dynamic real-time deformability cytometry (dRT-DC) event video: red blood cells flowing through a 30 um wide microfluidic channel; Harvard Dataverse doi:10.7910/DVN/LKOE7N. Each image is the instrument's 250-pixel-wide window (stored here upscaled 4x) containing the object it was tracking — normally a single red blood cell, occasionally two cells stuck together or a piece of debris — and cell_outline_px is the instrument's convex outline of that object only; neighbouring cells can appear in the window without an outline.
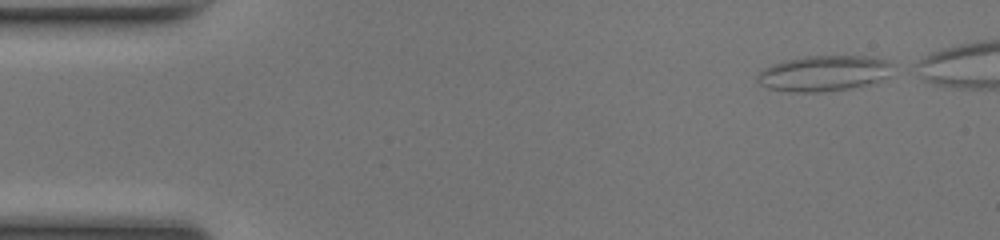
{"species": "common noctule bat (a hibernating species)", "species_latin": "Nyctalus noctula", "temperature_condition": "room temperature", "stored_images_in_passage": 44, "segment_of_instrument_passage": [1, 2], "camera_frame_rate_fps": 3000, "um_per_image_px": 0.085, "animal": {"sex": "female", "body_mass_g": 17.0, "forearm_length_mm": 48.0}, "frame": {"image": 1, "passage_image": 2, "time_ms": 0.333, "image_size_px": [1000, 240], "cell_outline_px": [[888, 76], [864, 84], [848, 88], [816, 92], [796, 92], [768, 88], [760, 84], [756, 80], [756, 76], [764, 68], [788, 60], [808, 56], [868, 56], [884, 60], [888, 64]], "centroid_in_image_um": [69.93, 6.23], "position_along_channel_um": 15.1, "area_um2": 27.05}}
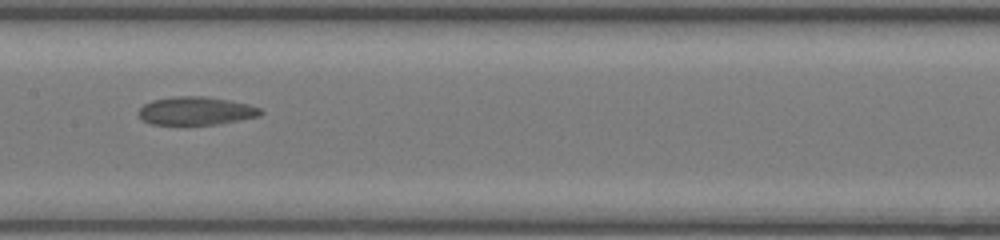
{"frame": {"image": 2, "passage_image": 23, "time_ms": 7.333, "image_size_px": [1000, 240], "cell_outline_px": [[264, 112], [260, 116], [220, 124], [152, 124], [144, 120], [140, 116], [140, 108], [144, 104], [152, 100], [176, 96], [204, 96], [228, 100], [248, 104], [260, 108]], "centroid_in_image_um": [16.7, 9.42], "position_along_channel_um": 190.7, "area_um2": 19.88}}
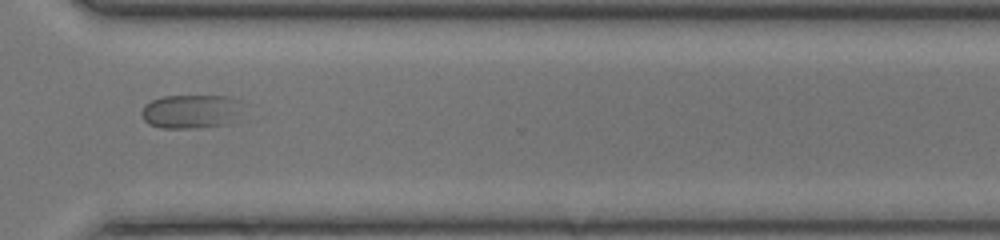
{"frame": {"image": 3, "passage_image": 35, "time_ms": 11.333, "image_size_px": [1000, 240], "cell_outline_px": [[240, 100], [228, 124], [192, 128], [160, 128], [148, 124], [144, 120], [140, 112], [144, 104], [152, 100], [164, 96], [228, 96]], "centroid_in_image_um": [16.08, 9.47], "position_along_channel_um": 354.5, "area_um2": 19.48}}